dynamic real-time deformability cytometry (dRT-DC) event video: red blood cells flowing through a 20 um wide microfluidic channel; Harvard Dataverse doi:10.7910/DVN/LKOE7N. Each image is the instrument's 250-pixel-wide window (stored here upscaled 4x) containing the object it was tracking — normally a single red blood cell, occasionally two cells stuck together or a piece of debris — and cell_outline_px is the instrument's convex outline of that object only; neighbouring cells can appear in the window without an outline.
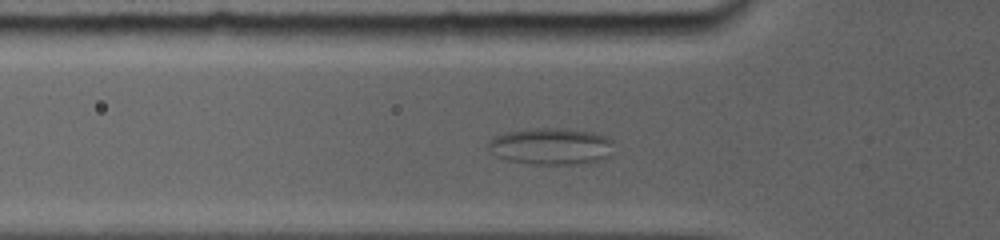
{"species": "common noctule bat (a hibernating species)", "species_latin": "Nyctalus noctula", "temperature_condition": "room temperature", "stored_images_in_passage": 46, "camera_frame_rate_fps": 5000, "um_per_image_px": 0.085, "animal": {"sex": "female", "body_mass_g": 19.0, "forearm_length_mm": 56.7}, "frame": {"image": 1, "passage_image": 10, "time_ms": 3.4, "image_size_px": [1000, 240], "cell_outline_px": [[612, 140], [608, 156], [600, 160], [580, 164], [532, 164], [508, 160], [496, 156], [488, 152], [488, 140], [496, 136], [508, 132], [536, 128], [568, 128], [592, 132], [608, 136]], "centroid_in_image_um": [46.81, 12.43], "position_along_channel_um": 79.0, "area_um2": 26.88}}
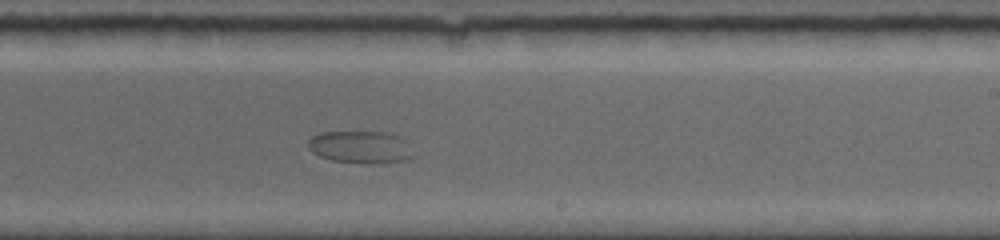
{"frame": {"image": 2, "passage_image": 25, "time_ms": 8.4, "image_size_px": [1000, 240], "cell_outline_px": [[412, 156], [404, 160], [332, 160], [320, 156], [312, 152], [308, 148], [308, 140], [312, 136], [324, 132], [388, 132], [400, 136], [408, 140]], "centroid_in_image_um": [30.61, 12.42], "position_along_channel_um": 258.4, "area_um2": 18.79}}
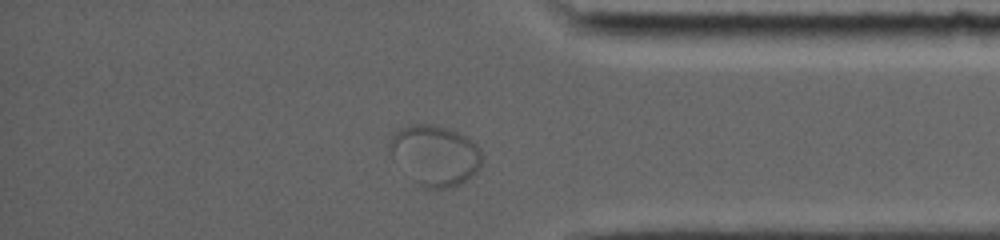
{"frame": {"image": 3, "passage_image": 40, "time_ms": 12.4, "image_size_px": [1000, 240], "cell_outline_px": [[480, 168], [468, 180], [452, 188], [424, 188], [412, 180], [392, 156], [388, 148], [388, 144], [392, 136], [400, 128], [408, 124], [432, 124], [448, 128], [472, 140], [480, 148]], "centroid_in_image_um": [36.97, 13.2], "position_along_channel_um": 398.2, "area_um2": 32.43}}